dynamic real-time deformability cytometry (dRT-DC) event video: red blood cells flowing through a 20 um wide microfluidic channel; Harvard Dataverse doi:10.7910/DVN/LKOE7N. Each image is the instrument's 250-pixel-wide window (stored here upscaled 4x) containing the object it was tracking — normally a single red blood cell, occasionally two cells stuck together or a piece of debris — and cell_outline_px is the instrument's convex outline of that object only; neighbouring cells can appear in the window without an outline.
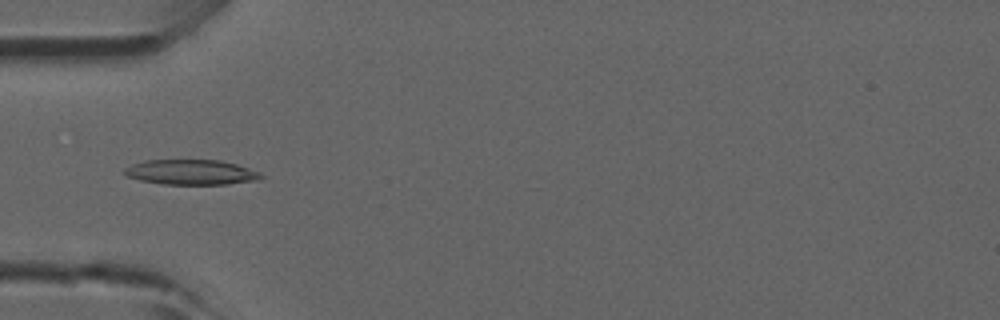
{"species": "common noctule bat (a hibernating species)", "species_latin": "Nyctalus noctula", "temperature_condition": "room temperature", "stored_images_in_passage": 5, "camera_frame_rate_fps": 3000, "um_per_image_px": 0.085, "animal": {"sex": "male", "forearm_length_mm": 52.5}, "frame": {"image": 1, "passage_image": 4, "time_ms": 1.0, "image_size_px": [1000, 320], "cell_outline_px": [[264, 176], [260, 180], [228, 184], [164, 184], [140, 180], [124, 176], [124, 168], [132, 164], [144, 160], [220, 160], [236, 164], [260, 172]], "centroid_in_image_um": [16.24, 14.64], "position_along_channel_um": 68.8, "area_um2": 20.06}}
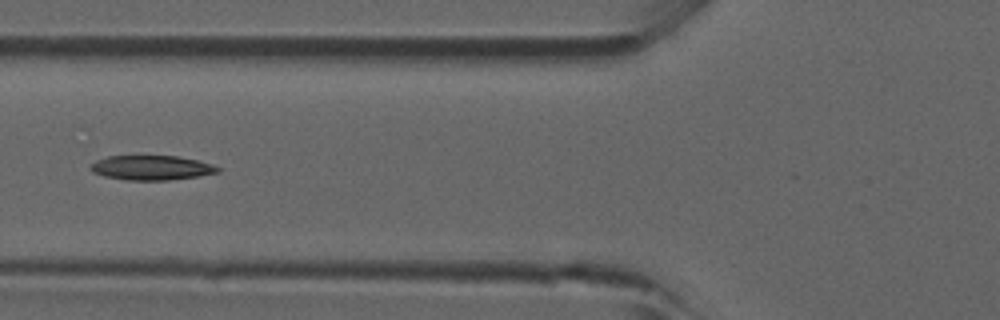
{"frame": {"image": 2, "passage_image": 5, "time_ms": 1.333, "image_size_px": [1000, 320], "cell_outline_px": [[220, 172], [196, 176], [168, 180], [128, 180], [104, 176], [92, 172], [88, 168], [96, 160], [108, 156], [176, 156], [196, 160], [212, 164], [220, 168]], "centroid_in_image_um": [12.85, 14.26], "position_along_channel_um": 113.0, "area_um2": 18.09}}